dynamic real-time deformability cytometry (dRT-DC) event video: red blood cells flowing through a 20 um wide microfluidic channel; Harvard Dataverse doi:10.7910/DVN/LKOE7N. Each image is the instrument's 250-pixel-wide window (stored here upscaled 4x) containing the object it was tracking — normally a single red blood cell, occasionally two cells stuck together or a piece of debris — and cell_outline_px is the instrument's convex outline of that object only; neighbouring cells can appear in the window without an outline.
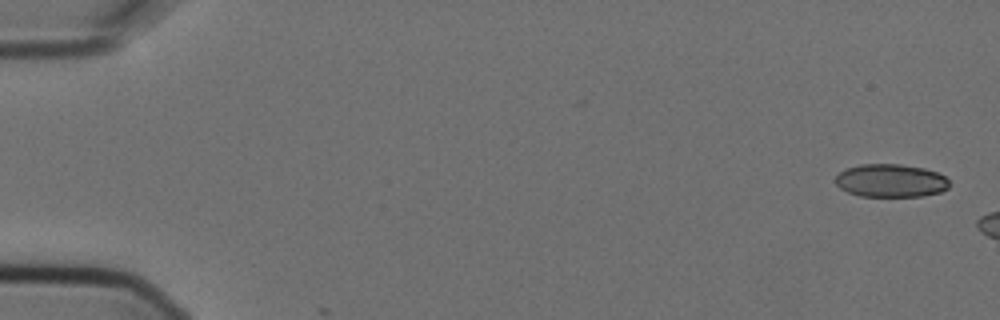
{"species": "Egyptian fruit bat (a non-hibernating species)", "species_latin": "Rousettus aegyptiacus", "temperature_condition": "cold", "stored_images_in_passage": 4, "camera_frame_rate_fps": 3000, "um_per_image_px": 0.085, "animal": {"sex": "female"}, "frame": {"image": 1, "passage_image": 1, "time_ms": 0.0, "image_size_px": [1000, 320], "cell_outline_px": [[948, 188], [940, 192], [924, 196], [860, 196], [848, 192], [840, 188], [836, 184], [836, 176], [840, 172], [848, 168], [860, 164], [900, 164], [924, 168], [936, 172], [944, 176], [948, 180]], "centroid_in_image_um": [75.71, 15.35], "position_along_channel_um": 9.3, "area_um2": 21.85}}